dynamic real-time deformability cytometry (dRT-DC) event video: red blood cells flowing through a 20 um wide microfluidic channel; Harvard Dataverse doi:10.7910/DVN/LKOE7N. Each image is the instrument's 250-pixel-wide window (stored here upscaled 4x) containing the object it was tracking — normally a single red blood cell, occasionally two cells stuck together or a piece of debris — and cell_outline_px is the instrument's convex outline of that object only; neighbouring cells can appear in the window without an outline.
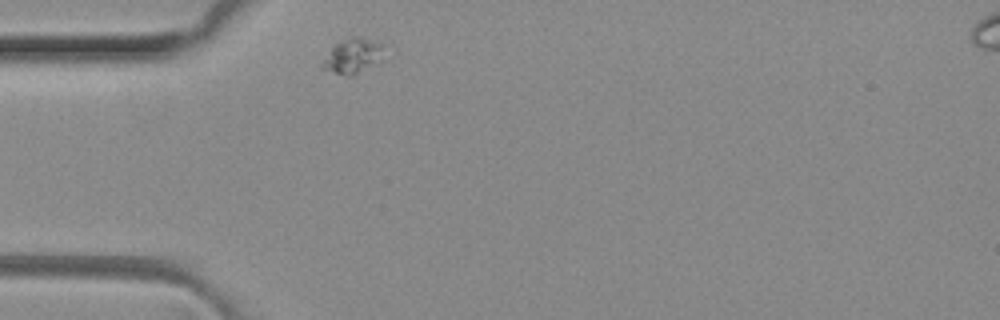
{"species": "common noctule bat (a hibernating species)", "species_latin": "Nyctalus noctula", "temperature_condition": "room temperature", "stored_images_in_passage": 30, "segment_of_instrument_passage": [1, 2], "camera_frame_rate_fps": 3000, "um_per_image_px": 0.085, "animal": {"sex": "female", "body_mass_g": 29.2, "forearm_length_mm": 56.3}, "frame": {"image": 1, "passage_image": 1, "time_ms": 0.0, "image_size_px": [1000, 320], "cell_outline_px": [[392, 44], [380, 60], [352, 76], [348, 76], [320, 68], [320, 64], [332, 48], [336, 44], [352, 36], [360, 36], [380, 40]], "centroid_in_image_um": [30.13, 4.69], "position_along_channel_um": 54.9, "area_um2": 13.01}}
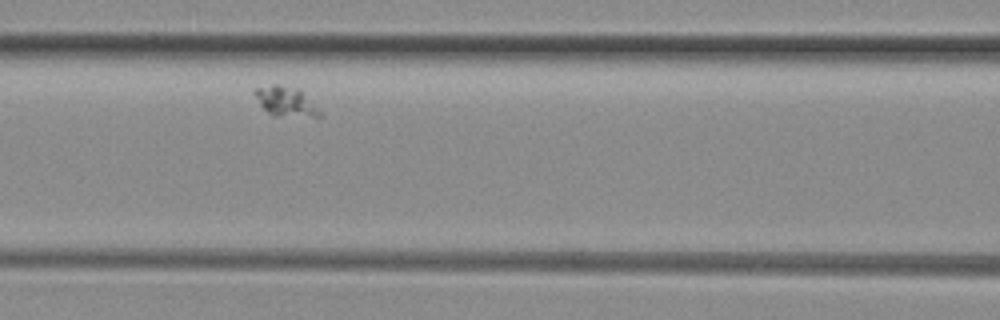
{"frame": {"image": 2, "passage_image": 9, "time_ms": 2.667, "image_size_px": [1000, 320], "cell_outline_px": [[320, 120], [276, 116], [268, 112], [260, 104], [252, 92], [256, 88], [272, 84], [276, 84], [300, 88], [320, 112]], "centroid_in_image_um": [24.34, 8.67], "position_along_channel_um": 142.3, "area_um2": 11.68}}
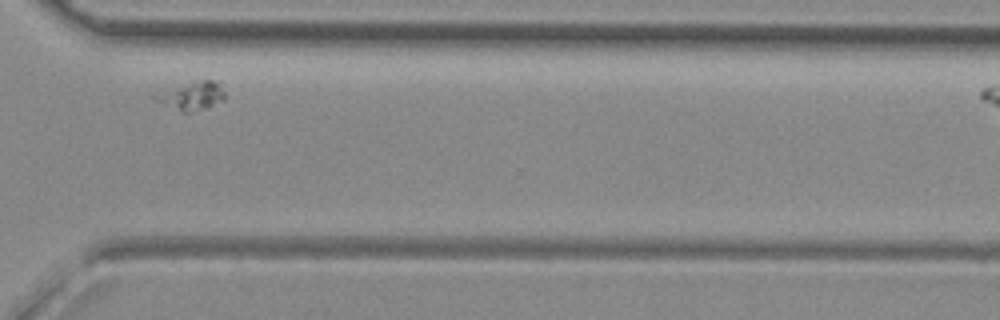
{"frame": {"image": 3, "passage_image": 26, "time_ms": 8.333, "image_size_px": [1000, 320], "cell_outline_px": [[224, 100], [208, 108], [188, 112], [180, 112], [152, 100], [152, 96], [160, 92], [192, 80], [220, 80], [224, 92]], "centroid_in_image_um": [16.31, 8.13], "position_along_channel_um": 354.3, "area_um2": 11.85}}